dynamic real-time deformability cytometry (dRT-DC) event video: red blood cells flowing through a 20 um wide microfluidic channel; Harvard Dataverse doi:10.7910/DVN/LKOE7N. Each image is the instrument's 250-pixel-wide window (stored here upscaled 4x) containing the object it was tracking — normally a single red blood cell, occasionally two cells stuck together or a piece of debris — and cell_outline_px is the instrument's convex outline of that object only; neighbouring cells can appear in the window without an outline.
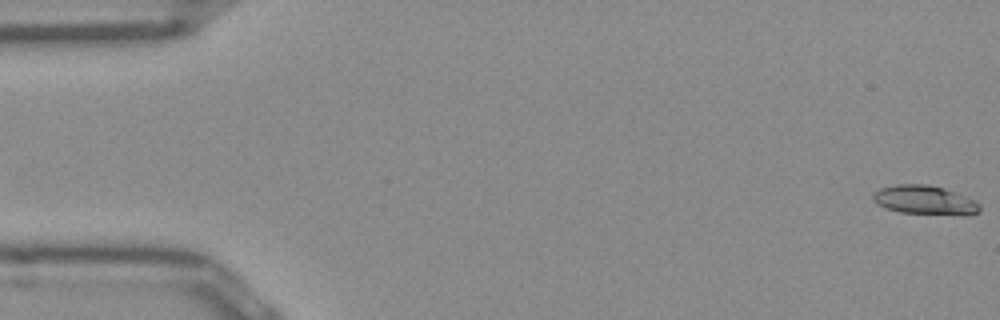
{"species": "Egyptian fruit bat (a non-hibernating species)", "species_latin": "Rousettus aegyptiacus", "temperature_condition": "room temperature", "stored_images_in_passage": 52, "camera_frame_rate_fps": 3000, "um_per_image_px": 0.085, "frame": {"image": 1, "passage_image": 1, "time_ms": 0.0, "image_size_px": [1000, 320], "cell_outline_px": [[980, 212], [968, 216], [964, 216], [900, 212], [884, 208], [872, 200], [872, 192], [880, 188], [896, 184], [928, 184], [944, 188], [976, 200], [980, 204]], "centroid_in_image_um": [78.62, 17.02], "position_along_channel_um": 6.4, "area_um2": 18.5}}
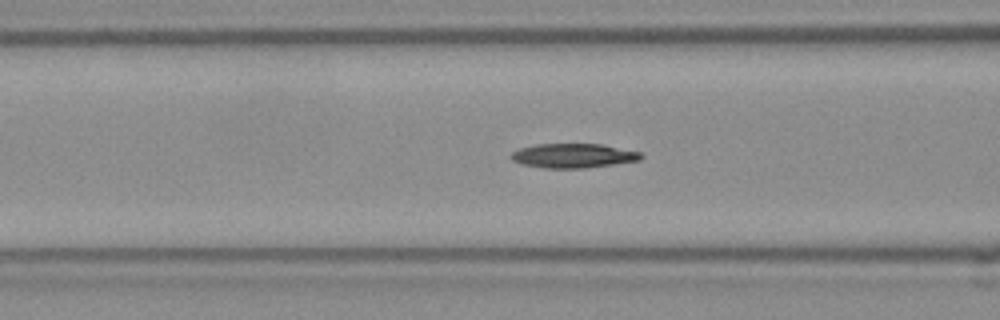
{"frame": {"image": 2, "passage_image": 20, "time_ms": 6.333, "image_size_px": [1000, 320], "cell_outline_px": [[644, 156], [640, 160], [584, 168], [544, 168], [524, 164], [512, 160], [508, 156], [512, 152], [520, 148], [536, 144], [600, 144], [640, 152]], "centroid_in_image_um": [48.7, 13.23], "position_along_channel_um": 117.9, "area_um2": 18.26}}
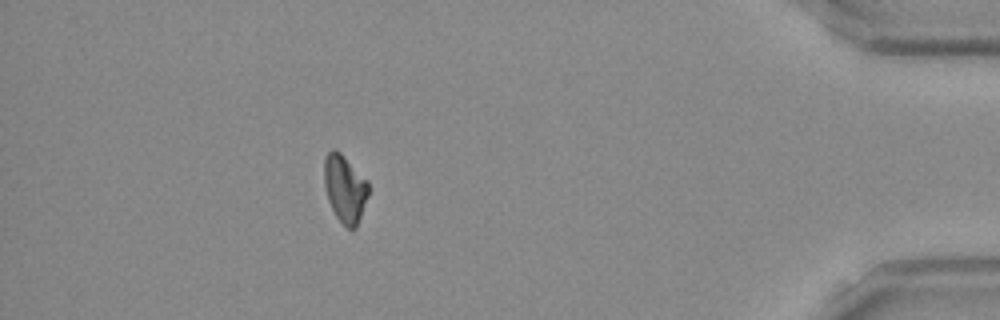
{"frame": {"image": 3, "passage_image": 46, "time_ms": 15.0, "image_size_px": [1000, 320], "cell_outline_px": [[368, 196], [356, 228], [348, 228], [336, 216], [328, 200], [324, 184], [324, 160], [328, 152], [332, 148], [340, 152], [368, 180]], "centroid_in_image_um": [29.31, 16.01], "position_along_channel_um": 405.9, "area_um2": 17.28}, "authors_computed_cell_mechanics": {"area_um2": 17.8602, "velocity_mm_per_s": 3.9528, "shape_relaxation_time_tau1_ms": 7.962, "shape_relaxation_time_tau2_ms": null, "deformation_change_tau1": 0.1653, "deformation_change_tau2": null}}